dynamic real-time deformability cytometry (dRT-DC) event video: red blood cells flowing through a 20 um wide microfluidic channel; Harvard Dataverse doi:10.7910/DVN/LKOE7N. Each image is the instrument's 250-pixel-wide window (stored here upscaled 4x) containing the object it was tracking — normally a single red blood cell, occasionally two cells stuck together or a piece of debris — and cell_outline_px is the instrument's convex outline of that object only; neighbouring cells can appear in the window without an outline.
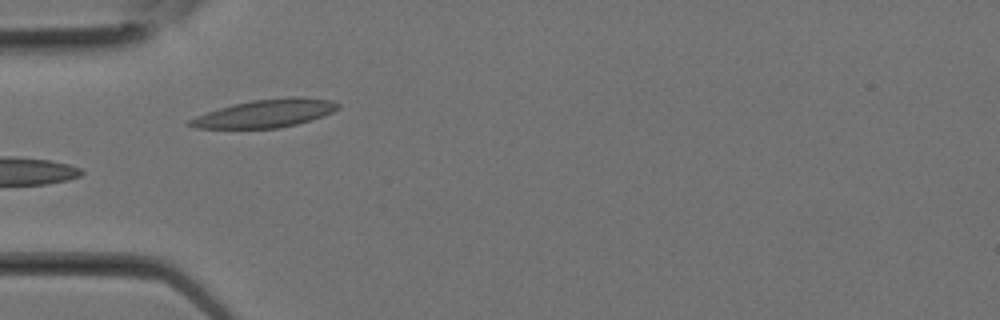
{"species": "Egyptian fruit bat (a non-hibernating species)", "species_latin": "Rousettus aegyptiacus", "temperature_condition": "room temperature", "stored_images_in_passage": 2, "camera_frame_rate_fps": 3000, "um_per_image_px": 0.085, "animal": {"sex": "female"}, "frame": {"image": 1, "passage_image": 2, "time_ms": 0.333, "image_size_px": [1000, 320], "cell_outline_px": [[340, 108], [332, 112], [312, 120], [280, 128], [196, 128], [184, 124], [188, 120], [196, 116], [220, 108], [252, 100], [288, 96], [300, 96], [332, 100], [340, 104]], "centroid_in_image_um": [22.59, 9.63], "position_along_channel_um": 62.4, "area_um2": 24.22}}